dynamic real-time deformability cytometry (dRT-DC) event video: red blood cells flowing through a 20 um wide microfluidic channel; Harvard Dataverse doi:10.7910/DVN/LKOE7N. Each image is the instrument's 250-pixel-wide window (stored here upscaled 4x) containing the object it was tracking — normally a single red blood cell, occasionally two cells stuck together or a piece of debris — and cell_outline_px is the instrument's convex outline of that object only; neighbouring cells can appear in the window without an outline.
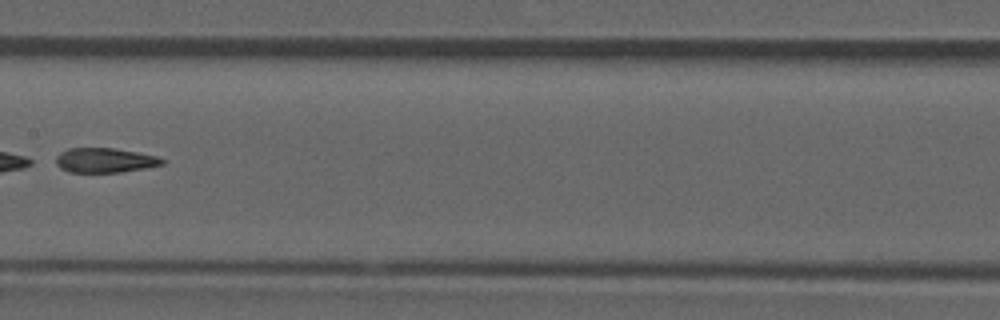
{"species": "common noctule bat (a hibernating species)", "species_latin": "Nyctalus noctula", "temperature_condition": "room temperature", "stored_images_in_passage": 7, "camera_frame_rate_fps": 3000, "um_per_image_px": 0.085, "animal": {"sex": "male", "forearm_length_mm": 52.5}, "frame": {"image": 1, "passage_image": 7, "time_ms": 2.0, "image_size_px": [1000, 320], "cell_outline_px": [[164, 164], [144, 168], [120, 172], [68, 172], [60, 168], [56, 164], [56, 156], [60, 152], [68, 148], [112, 148], [136, 152], [156, 156], [164, 160]], "centroid_in_image_um": [8.86, 13.62], "position_along_channel_um": 198.5, "area_um2": 15.14}}